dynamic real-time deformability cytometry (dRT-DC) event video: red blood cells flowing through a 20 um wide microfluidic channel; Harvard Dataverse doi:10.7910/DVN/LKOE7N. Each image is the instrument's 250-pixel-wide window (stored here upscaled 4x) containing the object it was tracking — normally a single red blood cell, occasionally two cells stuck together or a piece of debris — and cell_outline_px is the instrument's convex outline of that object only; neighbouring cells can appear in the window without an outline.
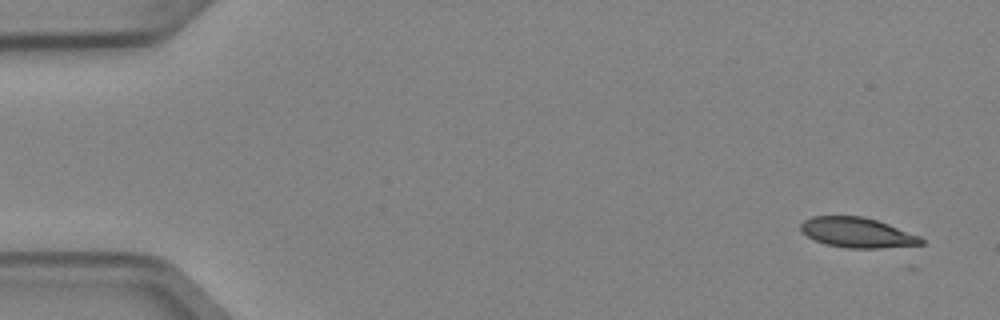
{"species": "Egyptian fruit bat (a non-hibernating species)", "species_latin": "Rousettus aegyptiacus", "temperature_condition": "cold", "stored_images_in_passage": 6, "segment_of_instrument_passage": [1, 2], "camera_frame_rate_fps": 3000, "um_per_image_px": 0.085, "animal": {"sex": "female"}, "frame": {"image": 1, "passage_image": 1, "time_ms": 0.0, "image_size_px": [1000, 320], "cell_outline_px": [[924, 244], [880, 248], [848, 248], [828, 244], [816, 240], [808, 236], [800, 228], [800, 224], [804, 220], [812, 216], [864, 216], [888, 224], [920, 236], [924, 240]], "centroid_in_image_um": [72.88, 19.76], "position_along_channel_um": 12.1, "area_um2": 20.87}}